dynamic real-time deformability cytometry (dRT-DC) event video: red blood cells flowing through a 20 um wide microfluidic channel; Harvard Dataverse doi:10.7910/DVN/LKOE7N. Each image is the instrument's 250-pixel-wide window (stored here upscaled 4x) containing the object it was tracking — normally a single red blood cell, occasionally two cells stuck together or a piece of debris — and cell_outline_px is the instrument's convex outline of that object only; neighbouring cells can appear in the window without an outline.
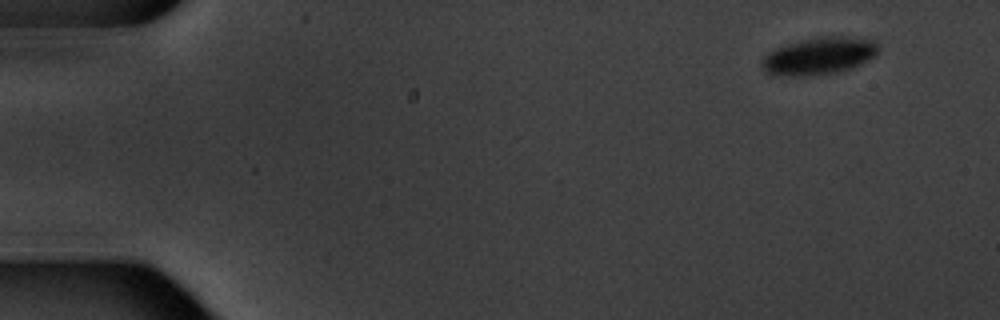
{"species": "common noctule bat (a hibernating species)", "species_latin": "Nyctalus noctula", "temperature_condition": "warm", "stored_images_in_passage": 7, "camera_frame_rate_fps": 3000, "um_per_image_px": 0.085, "animal": {"sex": "male", "body_mass_g": 20.1, "forearm_length_mm": 53.5}, "frame": {"image": 1, "passage_image": 1, "time_ms": 0.0, "image_size_px": [1000, 320], "cell_outline_px": [[876, 56], [852, 68], [836, 72], [808, 76], [772, 76], [764, 72], [760, 64], [764, 56], [768, 52], [776, 48], [788, 44], [804, 40], [824, 36], [848, 36], [872, 40], [876, 44]], "centroid_in_image_um": [69.56, 4.78], "position_along_channel_um": 15.4, "area_um2": 25.26}}
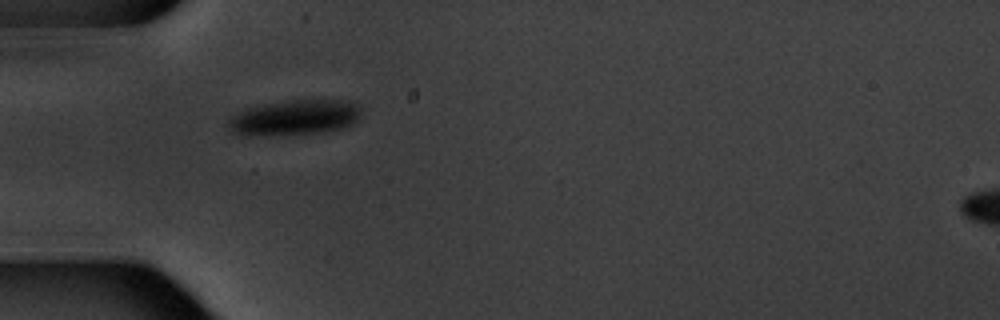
{"frame": {"image": 2, "passage_image": 5, "time_ms": 4.667, "image_size_px": [1000, 320], "cell_outline_px": [[360, 116], [352, 124], [344, 128], [324, 132], [248, 136], [240, 136], [232, 132], [228, 128], [228, 120], [232, 116], [244, 108], [292, 100], [344, 100], [356, 104], [360, 108]], "centroid_in_image_um": [25.01, 10.0], "position_along_channel_um": 60.0, "area_um2": 27.28}}
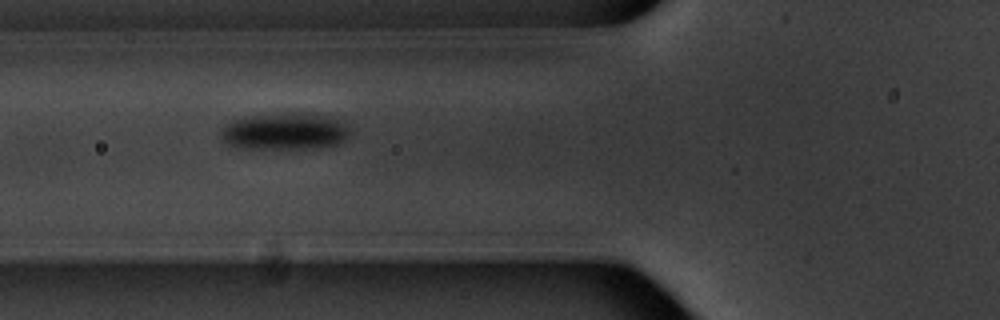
{"frame": {"image": 3, "passage_image": 6, "time_ms": 6.0, "image_size_px": [1000, 320], "cell_outline_px": [[348, 136], [340, 144], [312, 148], [236, 148], [228, 144], [220, 136], [220, 128], [232, 120], [244, 116], [288, 112], [304, 112], [328, 116], [344, 120], [348, 128]], "centroid_in_image_um": [24.19, 11.14], "position_along_channel_um": 101.6, "area_um2": 28.26}}